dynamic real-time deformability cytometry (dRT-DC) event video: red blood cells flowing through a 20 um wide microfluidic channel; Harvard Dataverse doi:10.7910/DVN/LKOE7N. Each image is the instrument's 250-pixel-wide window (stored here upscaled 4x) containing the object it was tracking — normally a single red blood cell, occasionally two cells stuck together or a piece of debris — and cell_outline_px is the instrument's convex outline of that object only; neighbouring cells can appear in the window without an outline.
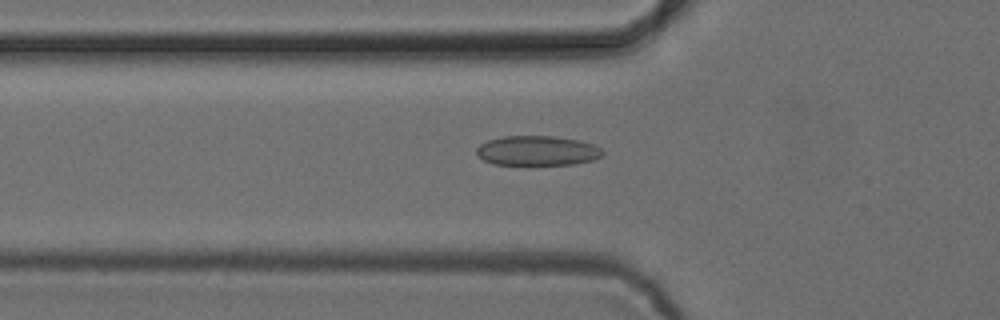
{"species": "common noctule bat (a hibernating species)", "species_latin": "Nyctalus noctula", "temperature_condition": "cold", "stored_images_in_passage": 52, "camera_frame_rate_fps": 3000, "um_per_image_px": 0.085, "animal": {"sex": "female", "body_mass_g": 24.6, "forearm_length_mm": 56.2}, "frame": {"image": 1, "passage_image": 18, "time_ms": 5.667, "image_size_px": [1000, 320], "cell_outline_px": [[604, 152], [600, 156], [592, 160], [572, 164], [528, 168], [492, 164], [484, 160], [476, 152], [476, 148], [480, 144], [488, 140], [504, 136], [556, 136], [576, 140], [592, 144], [600, 148]], "centroid_in_image_um": [45.62, 12.86], "position_along_channel_um": 80.2, "area_um2": 22.72}}
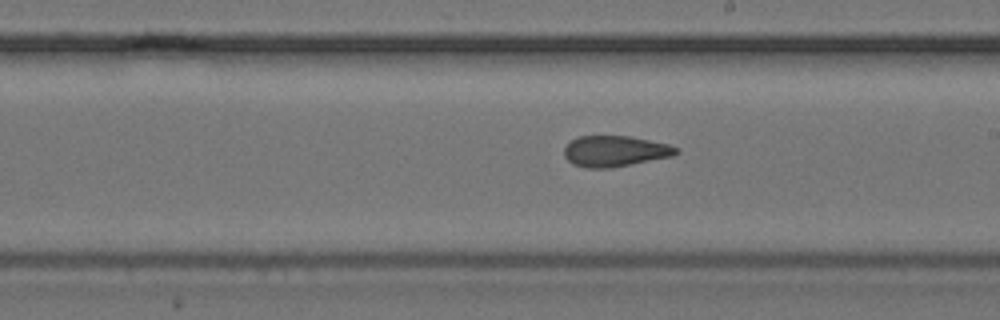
{"frame": {"image": 2, "passage_image": 30, "time_ms": 9.667, "image_size_px": [1000, 320], "cell_outline_px": [[680, 152], [672, 156], [612, 168], [584, 168], [572, 164], [564, 156], [564, 148], [572, 140], [580, 136], [628, 136], [668, 144], [680, 148]], "centroid_in_image_um": [52.28, 12.86], "position_along_channel_um": 236.7, "area_um2": 20.17}}
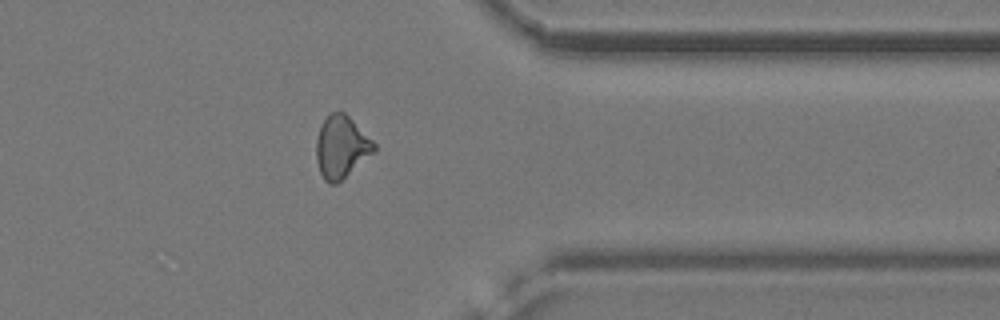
{"frame": {"image": 3, "passage_image": 42, "time_ms": 13.667, "image_size_px": [1000, 320], "cell_outline_px": [[376, 152], [336, 184], [328, 184], [324, 180], [320, 172], [316, 160], [316, 140], [320, 124], [332, 112], [344, 112], [376, 144]], "centroid_in_image_um": [29.01, 12.52], "position_along_channel_um": 382.4, "area_um2": 20.98}, "authors_computed_cell_mechanics": {"area_um2": 20.9814, "velocity_mm_per_s": 3.8824, "shape_relaxation_time_tau1_ms": null, "shape_relaxation_time_tau2_ms": 2.3085, "deformation_change_tau1": null, "deformation_change_tau2": 0.0838}}